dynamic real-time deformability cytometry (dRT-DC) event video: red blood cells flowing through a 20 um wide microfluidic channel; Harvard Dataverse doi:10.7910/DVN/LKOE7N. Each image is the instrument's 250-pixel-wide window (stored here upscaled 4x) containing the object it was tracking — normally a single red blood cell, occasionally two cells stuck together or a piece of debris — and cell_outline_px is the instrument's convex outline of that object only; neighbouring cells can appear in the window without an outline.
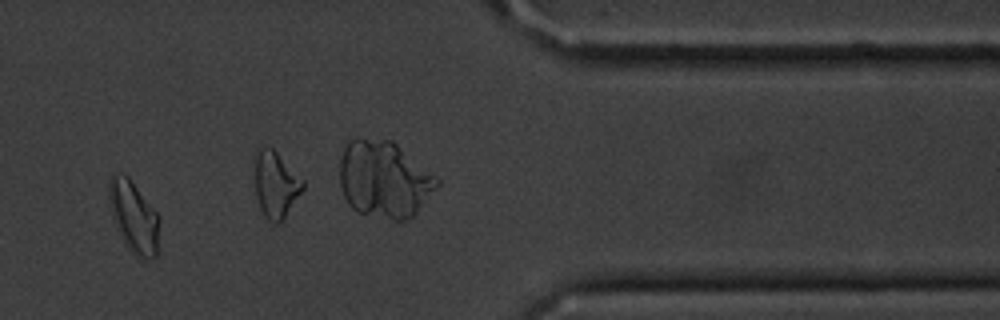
{"species": "common noctule bat (a hibernating species)", "species_latin": "Nyctalus noctula", "temperature_condition": "cold", "stored_images_in_passage": 15, "camera_frame_rate_fps": 3000, "um_per_image_px": 0.085, "animal": {"sex": "male", "body_mass_g": 20.1, "forearm_length_mm": 53.5}, "frame": {"image": 1, "passage_image": 13, "time_ms": 15.0, "image_size_px": [1000, 320], "cell_outline_px": [[160, 220], [156, 256], [152, 260], [148, 260], [132, 252], [128, 248], [112, 216], [108, 196], [108, 180], [112, 176], [128, 176], [160, 216]], "centroid_in_image_um": [11.4, 18.43], "position_along_channel_um": 400.0, "area_um2": 20.63}, "authors_computed_cell_mechanics": {"area_um2": 17.8024, "velocity_mm_per_s": 3.6487, "shape_relaxation_time_tau1_ms": 1.0347, "shape_relaxation_time_tau2_ms": null, "deformation_change_tau1": 0.1034, "deformation_change_tau2": null}}